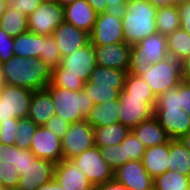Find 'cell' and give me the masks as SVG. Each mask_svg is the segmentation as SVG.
I'll list each match as a JSON object with an SVG mask.
<instances>
[{
	"label": "cell",
	"instance_id": "31",
	"mask_svg": "<svg viewBox=\"0 0 190 190\" xmlns=\"http://www.w3.org/2000/svg\"><path fill=\"white\" fill-rule=\"evenodd\" d=\"M166 37L170 57L183 60L190 56V35L185 30L179 28Z\"/></svg>",
	"mask_w": 190,
	"mask_h": 190
},
{
	"label": "cell",
	"instance_id": "19",
	"mask_svg": "<svg viewBox=\"0 0 190 190\" xmlns=\"http://www.w3.org/2000/svg\"><path fill=\"white\" fill-rule=\"evenodd\" d=\"M154 117L171 139H179L190 130V115L183 109H154Z\"/></svg>",
	"mask_w": 190,
	"mask_h": 190
},
{
	"label": "cell",
	"instance_id": "33",
	"mask_svg": "<svg viewBox=\"0 0 190 190\" xmlns=\"http://www.w3.org/2000/svg\"><path fill=\"white\" fill-rule=\"evenodd\" d=\"M82 89L87 93L88 97L92 99L94 105L118 99L120 97V92L123 90L88 82L84 84Z\"/></svg>",
	"mask_w": 190,
	"mask_h": 190
},
{
	"label": "cell",
	"instance_id": "18",
	"mask_svg": "<svg viewBox=\"0 0 190 190\" xmlns=\"http://www.w3.org/2000/svg\"><path fill=\"white\" fill-rule=\"evenodd\" d=\"M53 179L64 190H94L86 175L70 160H62L55 165Z\"/></svg>",
	"mask_w": 190,
	"mask_h": 190
},
{
	"label": "cell",
	"instance_id": "47",
	"mask_svg": "<svg viewBox=\"0 0 190 190\" xmlns=\"http://www.w3.org/2000/svg\"><path fill=\"white\" fill-rule=\"evenodd\" d=\"M180 17V28L190 35V1L177 3Z\"/></svg>",
	"mask_w": 190,
	"mask_h": 190
},
{
	"label": "cell",
	"instance_id": "50",
	"mask_svg": "<svg viewBox=\"0 0 190 190\" xmlns=\"http://www.w3.org/2000/svg\"><path fill=\"white\" fill-rule=\"evenodd\" d=\"M180 106L190 115V81L180 83Z\"/></svg>",
	"mask_w": 190,
	"mask_h": 190
},
{
	"label": "cell",
	"instance_id": "61",
	"mask_svg": "<svg viewBox=\"0 0 190 190\" xmlns=\"http://www.w3.org/2000/svg\"><path fill=\"white\" fill-rule=\"evenodd\" d=\"M136 1H139V0H124V3H125V4H128V3L136 2Z\"/></svg>",
	"mask_w": 190,
	"mask_h": 190
},
{
	"label": "cell",
	"instance_id": "6",
	"mask_svg": "<svg viewBox=\"0 0 190 190\" xmlns=\"http://www.w3.org/2000/svg\"><path fill=\"white\" fill-rule=\"evenodd\" d=\"M33 91L4 84L0 88V123L28 116Z\"/></svg>",
	"mask_w": 190,
	"mask_h": 190
},
{
	"label": "cell",
	"instance_id": "62",
	"mask_svg": "<svg viewBox=\"0 0 190 190\" xmlns=\"http://www.w3.org/2000/svg\"><path fill=\"white\" fill-rule=\"evenodd\" d=\"M0 190H7V189L0 183Z\"/></svg>",
	"mask_w": 190,
	"mask_h": 190
},
{
	"label": "cell",
	"instance_id": "36",
	"mask_svg": "<svg viewBox=\"0 0 190 190\" xmlns=\"http://www.w3.org/2000/svg\"><path fill=\"white\" fill-rule=\"evenodd\" d=\"M100 151L102 156L105 158V161L113 171L130 161V159H125L124 145L122 143L101 147Z\"/></svg>",
	"mask_w": 190,
	"mask_h": 190
},
{
	"label": "cell",
	"instance_id": "34",
	"mask_svg": "<svg viewBox=\"0 0 190 190\" xmlns=\"http://www.w3.org/2000/svg\"><path fill=\"white\" fill-rule=\"evenodd\" d=\"M124 90L131 96L147 97L154 105L156 104V96L151 91L150 86L141 76L127 74Z\"/></svg>",
	"mask_w": 190,
	"mask_h": 190
},
{
	"label": "cell",
	"instance_id": "20",
	"mask_svg": "<svg viewBox=\"0 0 190 190\" xmlns=\"http://www.w3.org/2000/svg\"><path fill=\"white\" fill-rule=\"evenodd\" d=\"M97 13L86 0H75L64 7V21L91 33L96 22Z\"/></svg>",
	"mask_w": 190,
	"mask_h": 190
},
{
	"label": "cell",
	"instance_id": "16",
	"mask_svg": "<svg viewBox=\"0 0 190 190\" xmlns=\"http://www.w3.org/2000/svg\"><path fill=\"white\" fill-rule=\"evenodd\" d=\"M64 58L90 41L89 33L63 21L51 35Z\"/></svg>",
	"mask_w": 190,
	"mask_h": 190
},
{
	"label": "cell",
	"instance_id": "23",
	"mask_svg": "<svg viewBox=\"0 0 190 190\" xmlns=\"http://www.w3.org/2000/svg\"><path fill=\"white\" fill-rule=\"evenodd\" d=\"M142 163L147 173L155 179L169 170V142L146 148Z\"/></svg>",
	"mask_w": 190,
	"mask_h": 190
},
{
	"label": "cell",
	"instance_id": "55",
	"mask_svg": "<svg viewBox=\"0 0 190 190\" xmlns=\"http://www.w3.org/2000/svg\"><path fill=\"white\" fill-rule=\"evenodd\" d=\"M148 1L156 7L169 6L175 4V0H148Z\"/></svg>",
	"mask_w": 190,
	"mask_h": 190
},
{
	"label": "cell",
	"instance_id": "12",
	"mask_svg": "<svg viewBox=\"0 0 190 190\" xmlns=\"http://www.w3.org/2000/svg\"><path fill=\"white\" fill-rule=\"evenodd\" d=\"M93 46L124 42L123 21L105 12L97 14L92 32L89 34Z\"/></svg>",
	"mask_w": 190,
	"mask_h": 190
},
{
	"label": "cell",
	"instance_id": "60",
	"mask_svg": "<svg viewBox=\"0 0 190 190\" xmlns=\"http://www.w3.org/2000/svg\"><path fill=\"white\" fill-rule=\"evenodd\" d=\"M16 0H3V2L7 5V6H10L12 4H14Z\"/></svg>",
	"mask_w": 190,
	"mask_h": 190
},
{
	"label": "cell",
	"instance_id": "52",
	"mask_svg": "<svg viewBox=\"0 0 190 190\" xmlns=\"http://www.w3.org/2000/svg\"><path fill=\"white\" fill-rule=\"evenodd\" d=\"M87 3L95 10L97 14L103 13L106 11L107 2L105 0H86Z\"/></svg>",
	"mask_w": 190,
	"mask_h": 190
},
{
	"label": "cell",
	"instance_id": "54",
	"mask_svg": "<svg viewBox=\"0 0 190 190\" xmlns=\"http://www.w3.org/2000/svg\"><path fill=\"white\" fill-rule=\"evenodd\" d=\"M37 190H64L54 179L42 184Z\"/></svg>",
	"mask_w": 190,
	"mask_h": 190
},
{
	"label": "cell",
	"instance_id": "28",
	"mask_svg": "<svg viewBox=\"0 0 190 190\" xmlns=\"http://www.w3.org/2000/svg\"><path fill=\"white\" fill-rule=\"evenodd\" d=\"M169 170L190 177V151L179 139L169 141Z\"/></svg>",
	"mask_w": 190,
	"mask_h": 190
},
{
	"label": "cell",
	"instance_id": "59",
	"mask_svg": "<svg viewBox=\"0 0 190 190\" xmlns=\"http://www.w3.org/2000/svg\"><path fill=\"white\" fill-rule=\"evenodd\" d=\"M7 5L3 2V0H0V17L4 14L6 11Z\"/></svg>",
	"mask_w": 190,
	"mask_h": 190
},
{
	"label": "cell",
	"instance_id": "3",
	"mask_svg": "<svg viewBox=\"0 0 190 190\" xmlns=\"http://www.w3.org/2000/svg\"><path fill=\"white\" fill-rule=\"evenodd\" d=\"M50 91L55 105V115L64 118L70 124L86 119L94 103L88 97L87 93L81 91H72L50 83L46 86Z\"/></svg>",
	"mask_w": 190,
	"mask_h": 190
},
{
	"label": "cell",
	"instance_id": "35",
	"mask_svg": "<svg viewBox=\"0 0 190 190\" xmlns=\"http://www.w3.org/2000/svg\"><path fill=\"white\" fill-rule=\"evenodd\" d=\"M37 125L28 117L18 119L15 146L21 149H30L32 137Z\"/></svg>",
	"mask_w": 190,
	"mask_h": 190
},
{
	"label": "cell",
	"instance_id": "40",
	"mask_svg": "<svg viewBox=\"0 0 190 190\" xmlns=\"http://www.w3.org/2000/svg\"><path fill=\"white\" fill-rule=\"evenodd\" d=\"M121 143L124 145L125 159L142 160L146 147L131 131Z\"/></svg>",
	"mask_w": 190,
	"mask_h": 190
},
{
	"label": "cell",
	"instance_id": "45",
	"mask_svg": "<svg viewBox=\"0 0 190 190\" xmlns=\"http://www.w3.org/2000/svg\"><path fill=\"white\" fill-rule=\"evenodd\" d=\"M36 159L37 157L30 150L21 149L16 146V158L13 166L16 168L18 175L20 176L26 166L29 163H33Z\"/></svg>",
	"mask_w": 190,
	"mask_h": 190
},
{
	"label": "cell",
	"instance_id": "32",
	"mask_svg": "<svg viewBox=\"0 0 190 190\" xmlns=\"http://www.w3.org/2000/svg\"><path fill=\"white\" fill-rule=\"evenodd\" d=\"M154 190H190V177L168 170L154 179Z\"/></svg>",
	"mask_w": 190,
	"mask_h": 190
},
{
	"label": "cell",
	"instance_id": "42",
	"mask_svg": "<svg viewBox=\"0 0 190 190\" xmlns=\"http://www.w3.org/2000/svg\"><path fill=\"white\" fill-rule=\"evenodd\" d=\"M18 118H10V121L0 123V143L15 145Z\"/></svg>",
	"mask_w": 190,
	"mask_h": 190
},
{
	"label": "cell",
	"instance_id": "49",
	"mask_svg": "<svg viewBox=\"0 0 190 190\" xmlns=\"http://www.w3.org/2000/svg\"><path fill=\"white\" fill-rule=\"evenodd\" d=\"M16 158V146L0 143V164H13Z\"/></svg>",
	"mask_w": 190,
	"mask_h": 190
},
{
	"label": "cell",
	"instance_id": "39",
	"mask_svg": "<svg viewBox=\"0 0 190 190\" xmlns=\"http://www.w3.org/2000/svg\"><path fill=\"white\" fill-rule=\"evenodd\" d=\"M154 109H182L180 106V84L156 97Z\"/></svg>",
	"mask_w": 190,
	"mask_h": 190
},
{
	"label": "cell",
	"instance_id": "30",
	"mask_svg": "<svg viewBox=\"0 0 190 190\" xmlns=\"http://www.w3.org/2000/svg\"><path fill=\"white\" fill-rule=\"evenodd\" d=\"M0 28L9 36L16 37L28 31V17L7 6L6 11L0 17Z\"/></svg>",
	"mask_w": 190,
	"mask_h": 190
},
{
	"label": "cell",
	"instance_id": "41",
	"mask_svg": "<svg viewBox=\"0 0 190 190\" xmlns=\"http://www.w3.org/2000/svg\"><path fill=\"white\" fill-rule=\"evenodd\" d=\"M18 181L19 175L13 164H0V183L7 190H16Z\"/></svg>",
	"mask_w": 190,
	"mask_h": 190
},
{
	"label": "cell",
	"instance_id": "5",
	"mask_svg": "<svg viewBox=\"0 0 190 190\" xmlns=\"http://www.w3.org/2000/svg\"><path fill=\"white\" fill-rule=\"evenodd\" d=\"M182 60L168 56L144 69L141 78L156 97L178 86L182 81Z\"/></svg>",
	"mask_w": 190,
	"mask_h": 190
},
{
	"label": "cell",
	"instance_id": "10",
	"mask_svg": "<svg viewBox=\"0 0 190 190\" xmlns=\"http://www.w3.org/2000/svg\"><path fill=\"white\" fill-rule=\"evenodd\" d=\"M70 161L80 168L93 186L113 179L114 171L107 164L97 146L87 149Z\"/></svg>",
	"mask_w": 190,
	"mask_h": 190
},
{
	"label": "cell",
	"instance_id": "48",
	"mask_svg": "<svg viewBox=\"0 0 190 190\" xmlns=\"http://www.w3.org/2000/svg\"><path fill=\"white\" fill-rule=\"evenodd\" d=\"M105 2H107L108 7L105 13L123 19L126 13V4L124 3V0H105Z\"/></svg>",
	"mask_w": 190,
	"mask_h": 190
},
{
	"label": "cell",
	"instance_id": "26",
	"mask_svg": "<svg viewBox=\"0 0 190 190\" xmlns=\"http://www.w3.org/2000/svg\"><path fill=\"white\" fill-rule=\"evenodd\" d=\"M95 146L107 147L120 144L130 133V129L120 122L110 126L93 127Z\"/></svg>",
	"mask_w": 190,
	"mask_h": 190
},
{
	"label": "cell",
	"instance_id": "4",
	"mask_svg": "<svg viewBox=\"0 0 190 190\" xmlns=\"http://www.w3.org/2000/svg\"><path fill=\"white\" fill-rule=\"evenodd\" d=\"M169 56L167 37L156 33L131 46L128 74L141 76L144 69Z\"/></svg>",
	"mask_w": 190,
	"mask_h": 190
},
{
	"label": "cell",
	"instance_id": "14",
	"mask_svg": "<svg viewBox=\"0 0 190 190\" xmlns=\"http://www.w3.org/2000/svg\"><path fill=\"white\" fill-rule=\"evenodd\" d=\"M34 156L55 164L63 160L61 139L45 126H38L32 137L30 149Z\"/></svg>",
	"mask_w": 190,
	"mask_h": 190
},
{
	"label": "cell",
	"instance_id": "11",
	"mask_svg": "<svg viewBox=\"0 0 190 190\" xmlns=\"http://www.w3.org/2000/svg\"><path fill=\"white\" fill-rule=\"evenodd\" d=\"M64 21V7L55 0L45 1L28 16V31L37 35L51 36Z\"/></svg>",
	"mask_w": 190,
	"mask_h": 190
},
{
	"label": "cell",
	"instance_id": "9",
	"mask_svg": "<svg viewBox=\"0 0 190 190\" xmlns=\"http://www.w3.org/2000/svg\"><path fill=\"white\" fill-rule=\"evenodd\" d=\"M119 101V122L130 130L154 115L155 105L147 97L131 96L123 89Z\"/></svg>",
	"mask_w": 190,
	"mask_h": 190
},
{
	"label": "cell",
	"instance_id": "17",
	"mask_svg": "<svg viewBox=\"0 0 190 190\" xmlns=\"http://www.w3.org/2000/svg\"><path fill=\"white\" fill-rule=\"evenodd\" d=\"M94 49L97 66L128 71L131 45L122 42L94 46Z\"/></svg>",
	"mask_w": 190,
	"mask_h": 190
},
{
	"label": "cell",
	"instance_id": "21",
	"mask_svg": "<svg viewBox=\"0 0 190 190\" xmlns=\"http://www.w3.org/2000/svg\"><path fill=\"white\" fill-rule=\"evenodd\" d=\"M55 115V105L47 88L35 90L32 93L28 118L37 126H44Z\"/></svg>",
	"mask_w": 190,
	"mask_h": 190
},
{
	"label": "cell",
	"instance_id": "53",
	"mask_svg": "<svg viewBox=\"0 0 190 190\" xmlns=\"http://www.w3.org/2000/svg\"><path fill=\"white\" fill-rule=\"evenodd\" d=\"M182 73H183L182 79L184 81H190V56L185 57L182 60Z\"/></svg>",
	"mask_w": 190,
	"mask_h": 190
},
{
	"label": "cell",
	"instance_id": "8",
	"mask_svg": "<svg viewBox=\"0 0 190 190\" xmlns=\"http://www.w3.org/2000/svg\"><path fill=\"white\" fill-rule=\"evenodd\" d=\"M94 146L93 127L85 119L72 123L61 139L63 160H71Z\"/></svg>",
	"mask_w": 190,
	"mask_h": 190
},
{
	"label": "cell",
	"instance_id": "63",
	"mask_svg": "<svg viewBox=\"0 0 190 190\" xmlns=\"http://www.w3.org/2000/svg\"><path fill=\"white\" fill-rule=\"evenodd\" d=\"M183 1H186V0H175V4H177L179 2H183Z\"/></svg>",
	"mask_w": 190,
	"mask_h": 190
},
{
	"label": "cell",
	"instance_id": "29",
	"mask_svg": "<svg viewBox=\"0 0 190 190\" xmlns=\"http://www.w3.org/2000/svg\"><path fill=\"white\" fill-rule=\"evenodd\" d=\"M157 33L167 36L180 28L177 4L158 6L156 11Z\"/></svg>",
	"mask_w": 190,
	"mask_h": 190
},
{
	"label": "cell",
	"instance_id": "56",
	"mask_svg": "<svg viewBox=\"0 0 190 190\" xmlns=\"http://www.w3.org/2000/svg\"><path fill=\"white\" fill-rule=\"evenodd\" d=\"M179 140L183 143V145L190 151V130L181 136Z\"/></svg>",
	"mask_w": 190,
	"mask_h": 190
},
{
	"label": "cell",
	"instance_id": "57",
	"mask_svg": "<svg viewBox=\"0 0 190 190\" xmlns=\"http://www.w3.org/2000/svg\"><path fill=\"white\" fill-rule=\"evenodd\" d=\"M60 6L66 7L73 3L75 0H55Z\"/></svg>",
	"mask_w": 190,
	"mask_h": 190
},
{
	"label": "cell",
	"instance_id": "43",
	"mask_svg": "<svg viewBox=\"0 0 190 190\" xmlns=\"http://www.w3.org/2000/svg\"><path fill=\"white\" fill-rule=\"evenodd\" d=\"M14 55V37L9 36L0 28V62L4 63Z\"/></svg>",
	"mask_w": 190,
	"mask_h": 190
},
{
	"label": "cell",
	"instance_id": "38",
	"mask_svg": "<svg viewBox=\"0 0 190 190\" xmlns=\"http://www.w3.org/2000/svg\"><path fill=\"white\" fill-rule=\"evenodd\" d=\"M40 58L51 68L61 64L62 57L59 52L58 45L55 43V39L52 36H44V43Z\"/></svg>",
	"mask_w": 190,
	"mask_h": 190
},
{
	"label": "cell",
	"instance_id": "22",
	"mask_svg": "<svg viewBox=\"0 0 190 190\" xmlns=\"http://www.w3.org/2000/svg\"><path fill=\"white\" fill-rule=\"evenodd\" d=\"M131 132L146 148L165 144L171 140L154 115L139 123L131 129Z\"/></svg>",
	"mask_w": 190,
	"mask_h": 190
},
{
	"label": "cell",
	"instance_id": "46",
	"mask_svg": "<svg viewBox=\"0 0 190 190\" xmlns=\"http://www.w3.org/2000/svg\"><path fill=\"white\" fill-rule=\"evenodd\" d=\"M42 4L41 0H16L14 4L9 7L16 12L23 13L27 17L35 12Z\"/></svg>",
	"mask_w": 190,
	"mask_h": 190
},
{
	"label": "cell",
	"instance_id": "27",
	"mask_svg": "<svg viewBox=\"0 0 190 190\" xmlns=\"http://www.w3.org/2000/svg\"><path fill=\"white\" fill-rule=\"evenodd\" d=\"M127 71L95 66L91 72L88 83L110 86L113 89H124Z\"/></svg>",
	"mask_w": 190,
	"mask_h": 190
},
{
	"label": "cell",
	"instance_id": "58",
	"mask_svg": "<svg viewBox=\"0 0 190 190\" xmlns=\"http://www.w3.org/2000/svg\"><path fill=\"white\" fill-rule=\"evenodd\" d=\"M4 85L3 62H0V88Z\"/></svg>",
	"mask_w": 190,
	"mask_h": 190
},
{
	"label": "cell",
	"instance_id": "25",
	"mask_svg": "<svg viewBox=\"0 0 190 190\" xmlns=\"http://www.w3.org/2000/svg\"><path fill=\"white\" fill-rule=\"evenodd\" d=\"M44 43V35L26 31L14 37V53L23 58H40Z\"/></svg>",
	"mask_w": 190,
	"mask_h": 190
},
{
	"label": "cell",
	"instance_id": "15",
	"mask_svg": "<svg viewBox=\"0 0 190 190\" xmlns=\"http://www.w3.org/2000/svg\"><path fill=\"white\" fill-rule=\"evenodd\" d=\"M55 165L41 158L29 163L19 176L16 190H37L42 184L53 180Z\"/></svg>",
	"mask_w": 190,
	"mask_h": 190
},
{
	"label": "cell",
	"instance_id": "44",
	"mask_svg": "<svg viewBox=\"0 0 190 190\" xmlns=\"http://www.w3.org/2000/svg\"><path fill=\"white\" fill-rule=\"evenodd\" d=\"M44 126L54 135L62 139L65 136L70 123L62 117L53 115Z\"/></svg>",
	"mask_w": 190,
	"mask_h": 190
},
{
	"label": "cell",
	"instance_id": "2",
	"mask_svg": "<svg viewBox=\"0 0 190 190\" xmlns=\"http://www.w3.org/2000/svg\"><path fill=\"white\" fill-rule=\"evenodd\" d=\"M156 11L157 7L148 0L126 4V13L122 19L124 42L132 46L156 34Z\"/></svg>",
	"mask_w": 190,
	"mask_h": 190
},
{
	"label": "cell",
	"instance_id": "51",
	"mask_svg": "<svg viewBox=\"0 0 190 190\" xmlns=\"http://www.w3.org/2000/svg\"><path fill=\"white\" fill-rule=\"evenodd\" d=\"M94 190H129V189L113 178L107 182L95 185Z\"/></svg>",
	"mask_w": 190,
	"mask_h": 190
},
{
	"label": "cell",
	"instance_id": "24",
	"mask_svg": "<svg viewBox=\"0 0 190 190\" xmlns=\"http://www.w3.org/2000/svg\"><path fill=\"white\" fill-rule=\"evenodd\" d=\"M119 109V98L102 104H95L85 120L92 127L110 126L119 122Z\"/></svg>",
	"mask_w": 190,
	"mask_h": 190
},
{
	"label": "cell",
	"instance_id": "37",
	"mask_svg": "<svg viewBox=\"0 0 190 190\" xmlns=\"http://www.w3.org/2000/svg\"><path fill=\"white\" fill-rule=\"evenodd\" d=\"M50 84L52 86L72 91H81L85 82L80 78V76L60 75L54 68H52Z\"/></svg>",
	"mask_w": 190,
	"mask_h": 190
},
{
	"label": "cell",
	"instance_id": "1",
	"mask_svg": "<svg viewBox=\"0 0 190 190\" xmlns=\"http://www.w3.org/2000/svg\"><path fill=\"white\" fill-rule=\"evenodd\" d=\"M52 68L41 58H23L14 55L3 63L4 84L20 86L31 91L46 88Z\"/></svg>",
	"mask_w": 190,
	"mask_h": 190
},
{
	"label": "cell",
	"instance_id": "13",
	"mask_svg": "<svg viewBox=\"0 0 190 190\" xmlns=\"http://www.w3.org/2000/svg\"><path fill=\"white\" fill-rule=\"evenodd\" d=\"M113 178L129 190H154V179L147 173L142 160H130L113 172Z\"/></svg>",
	"mask_w": 190,
	"mask_h": 190
},
{
	"label": "cell",
	"instance_id": "7",
	"mask_svg": "<svg viewBox=\"0 0 190 190\" xmlns=\"http://www.w3.org/2000/svg\"><path fill=\"white\" fill-rule=\"evenodd\" d=\"M96 66V53L90 41L61 59V64L54 67L60 75L80 76L86 83Z\"/></svg>",
	"mask_w": 190,
	"mask_h": 190
}]
</instances>
